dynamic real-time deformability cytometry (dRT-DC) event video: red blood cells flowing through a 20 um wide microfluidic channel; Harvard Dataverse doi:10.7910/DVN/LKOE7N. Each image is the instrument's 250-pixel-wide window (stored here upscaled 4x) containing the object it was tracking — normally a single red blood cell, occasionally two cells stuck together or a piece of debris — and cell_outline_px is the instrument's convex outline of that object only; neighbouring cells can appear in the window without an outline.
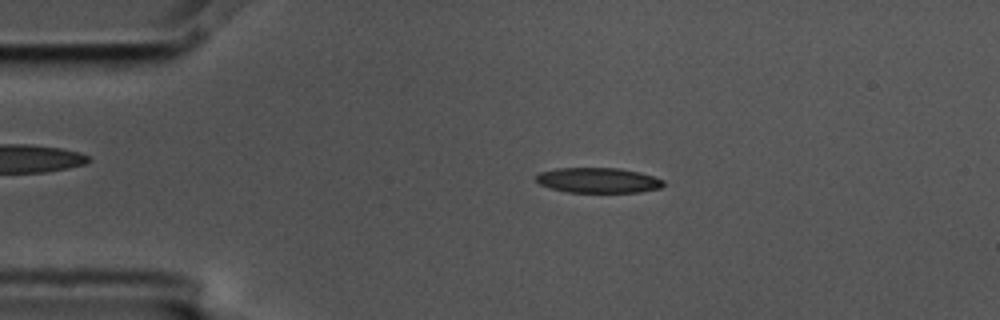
{"species": "common noctule bat (a hibernating species)", "species_latin": "Nyctalus noctula", "temperature_condition": "cold", "stored_images_in_passage": 4, "camera_frame_rate_fps": 3000, "um_per_image_px": 0.085, "animal": {"sex": "male", "body_mass_g": 17.5, "forearm_length_mm": 52.3}, "frame": {"image": 1, "passage_image": 3, "time_ms": 0.667, "image_size_px": [1000, 320], "cell_outline_px": [[664, 184], [660, 188], [640, 192], [568, 192], [552, 188], [540, 184], [532, 176], [540, 172], [556, 168], [620, 168], [640, 172], [664, 180]], "centroid_in_image_um": [50.83, 15.32], "position_along_channel_um": 34.2, "area_um2": 18.73}}